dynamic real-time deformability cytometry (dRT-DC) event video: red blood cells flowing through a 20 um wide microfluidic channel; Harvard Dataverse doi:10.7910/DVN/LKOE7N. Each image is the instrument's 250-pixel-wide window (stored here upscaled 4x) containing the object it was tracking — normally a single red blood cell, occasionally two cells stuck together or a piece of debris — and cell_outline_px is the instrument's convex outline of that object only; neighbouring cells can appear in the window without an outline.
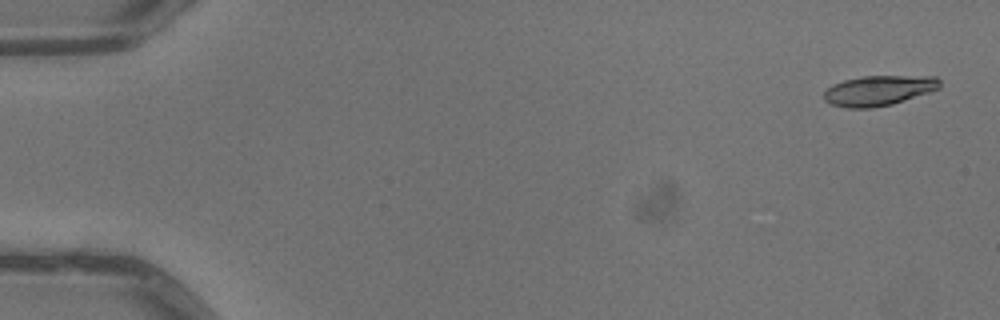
{"species": "common noctule bat (a hibernating species)", "species_latin": "Nyctalus noctula", "temperature_condition": "warm", "stored_images_in_passage": 4, "camera_frame_rate_fps": 3000, "um_per_image_px": 0.085, "animal": {"sex": "male", "body_mass_g": 13.3}, "frame": {"image": 1, "passage_image": 1, "time_ms": 0.0, "image_size_px": [1000, 320], "cell_outline_px": [[940, 88], [892, 104], [872, 108], [844, 108], [832, 104], [824, 100], [824, 92], [832, 84], [844, 80], [864, 76], [936, 76], [940, 80]], "centroid_in_image_um": [74.67, 7.69], "position_along_channel_um": 10.3, "area_um2": 20.29}}
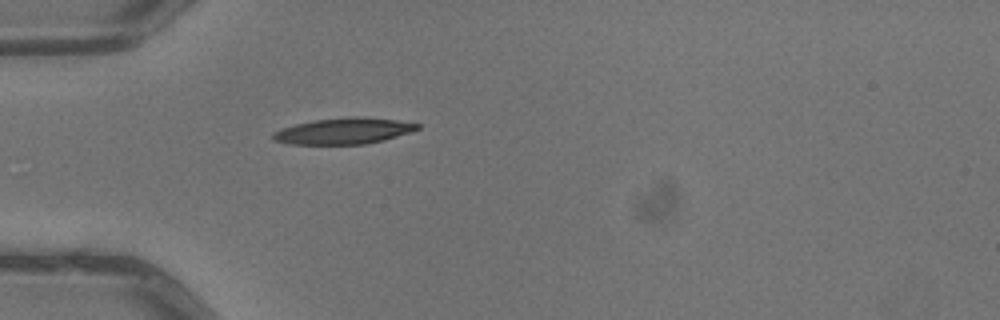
{"frame": {"image": 2, "passage_image": 4, "time_ms": 1.0, "image_size_px": [1000, 320], "cell_outline_px": [[420, 128], [384, 140], [364, 144], [288, 144], [272, 140], [272, 132], [280, 128], [296, 124], [316, 120], [356, 116], [364, 116], [396, 120], [420, 124]], "centroid_in_image_um": [29.17, 11.13], "position_along_channel_um": 55.8, "area_um2": 21.91}}